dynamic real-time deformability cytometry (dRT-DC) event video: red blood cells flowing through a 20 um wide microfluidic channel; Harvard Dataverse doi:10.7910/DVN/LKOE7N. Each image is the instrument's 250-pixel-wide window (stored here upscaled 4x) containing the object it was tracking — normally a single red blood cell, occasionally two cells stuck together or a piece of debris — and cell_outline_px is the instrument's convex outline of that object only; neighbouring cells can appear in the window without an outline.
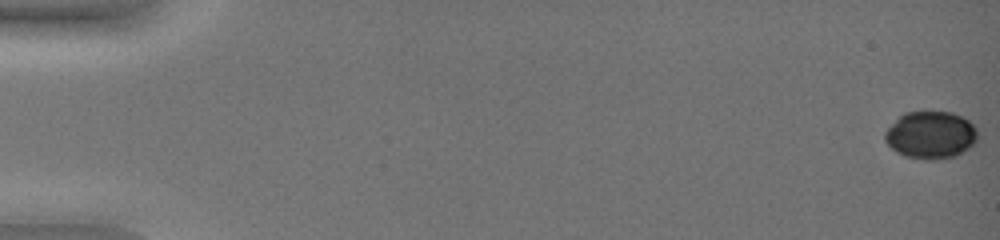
{"species": "common noctule bat (a hibernating species)", "species_latin": "Nyctalus noctula", "temperature_condition": "warm", "stored_images_in_passage": 53, "camera_frame_rate_fps": 3000, "um_per_image_px": 0.085, "animal": {"sex": "female", "body_mass_g": 19.0, "forearm_length_mm": 51.5}, "frame": {"image": 1, "passage_image": 1, "time_ms": 0.0, "image_size_px": [1000, 240], "cell_outline_px": [[976, 140], [968, 148], [956, 156], [936, 160], [928, 160], [904, 156], [896, 152], [884, 140], [884, 132], [904, 112], [952, 112], [968, 120], [976, 128]], "centroid_in_image_um": [79.09, 11.48], "position_along_channel_um": 5.9, "area_um2": 25.49}}
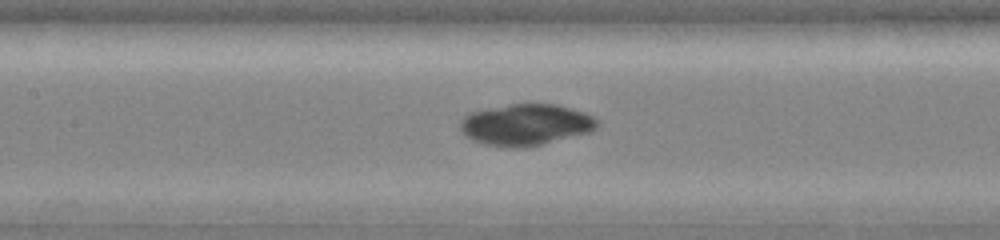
{"frame": {"image": 2, "passage_image": 28, "time_ms": 9.0, "image_size_px": [1000, 240], "cell_outline_px": [[596, 128], [592, 132], [528, 148], [508, 148], [484, 144], [472, 140], [464, 136], [460, 128], [460, 120], [468, 112], [508, 104], [556, 104], [572, 108], [584, 112], [592, 116], [596, 120]], "centroid_in_image_um": [44.66, 10.61], "position_along_channel_um": 162.7, "area_um2": 33.52}}
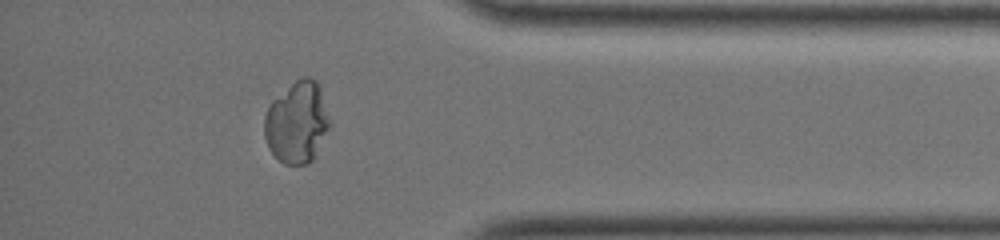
{"frame": {"image": 3, "passage_image": 48, "time_ms": 15.667, "image_size_px": [1000, 240], "cell_outline_px": [[332, 124], [312, 160], [308, 164], [284, 164], [268, 148], [264, 136], [264, 116], [272, 100], [300, 76], [308, 76], [316, 80], [320, 84]], "centroid_in_image_um": [25.27, 10.37], "position_along_channel_um": 409.9, "area_um2": 31.44}}